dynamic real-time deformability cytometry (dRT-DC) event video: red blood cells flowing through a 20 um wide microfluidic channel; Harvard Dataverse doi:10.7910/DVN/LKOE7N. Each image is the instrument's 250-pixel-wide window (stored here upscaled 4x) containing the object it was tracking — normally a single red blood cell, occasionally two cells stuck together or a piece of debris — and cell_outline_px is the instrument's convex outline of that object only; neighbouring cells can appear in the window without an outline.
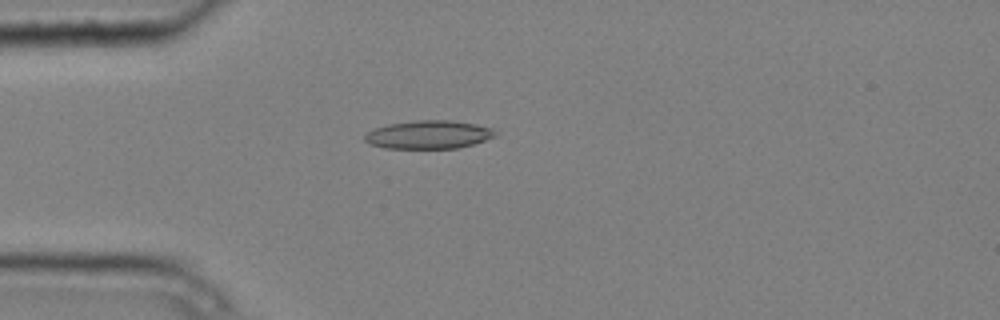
{"species": "common noctule bat (a hibernating species)", "species_latin": "Nyctalus noctula", "temperature_condition": "cold", "stored_images_in_passage": 3, "camera_frame_rate_fps": 3000, "um_per_image_px": 0.085, "animal": {"sex": "male", "body_mass_g": 20.4}, "frame": {"image": 1, "passage_image": 2, "time_ms": 0.333, "image_size_px": [1000, 320], "cell_outline_px": [[496, 136], [460, 148], [384, 148], [372, 144], [364, 140], [364, 136], [368, 132], [376, 128], [388, 124], [416, 120], [452, 120], [476, 124], [492, 128], [496, 132]], "centroid_in_image_um": [36.45, 11.44], "position_along_channel_um": 48.5, "area_um2": 21.39}}